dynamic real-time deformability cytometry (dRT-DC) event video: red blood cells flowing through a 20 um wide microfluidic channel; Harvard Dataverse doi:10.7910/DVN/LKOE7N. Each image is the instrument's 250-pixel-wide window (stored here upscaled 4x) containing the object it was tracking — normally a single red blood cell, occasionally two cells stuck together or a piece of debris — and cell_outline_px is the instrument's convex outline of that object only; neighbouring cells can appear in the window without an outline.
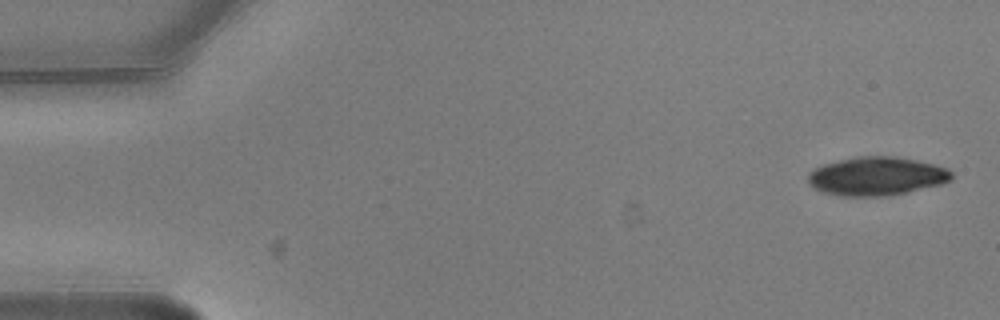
{"species": "common noctule bat (a hibernating species)", "species_latin": "Nyctalus noctula", "temperature_condition": "warm", "stored_images_in_passage": 3, "camera_frame_rate_fps": 3000, "um_per_image_px": 0.085, "animal": {"sex": "male", "body_mass_g": 20.5, "forearm_length_mm": 52.5}, "frame": {"image": 1, "passage_image": 1, "time_ms": 0.0, "image_size_px": [1000, 320], "cell_outline_px": [[952, 180], [940, 184], [908, 192], [884, 196], [840, 196], [824, 192], [812, 188], [808, 184], [808, 172], [824, 164], [856, 156], [896, 156], [916, 160], [948, 168], [952, 172]], "centroid_in_image_um": [74.5, 14.98], "position_along_channel_um": 10.5, "area_um2": 32.31}}